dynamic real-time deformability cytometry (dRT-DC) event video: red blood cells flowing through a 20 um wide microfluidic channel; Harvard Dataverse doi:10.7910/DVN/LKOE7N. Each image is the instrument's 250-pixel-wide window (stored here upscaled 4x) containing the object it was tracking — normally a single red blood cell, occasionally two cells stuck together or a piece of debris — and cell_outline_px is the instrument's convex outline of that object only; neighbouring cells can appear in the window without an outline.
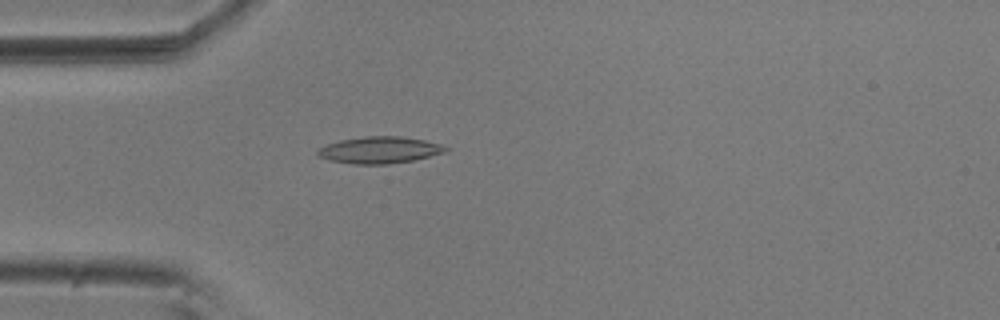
{"species": "common noctule bat (a hibernating species)", "species_latin": "Nyctalus noctula", "temperature_condition": "room temperature", "stored_images_in_passage": 54, "camera_frame_rate_fps": 3000, "um_per_image_px": 0.085, "animal": {"sex": "male", "body_mass_g": 20.5, "forearm_length_mm": 52.5}, "frame": {"image": 1, "passage_image": 15, "time_ms": 4.667, "image_size_px": [1000, 320], "cell_outline_px": [[448, 148], [444, 152], [412, 160], [388, 164], [352, 164], [332, 160], [320, 156], [316, 152], [316, 148], [340, 140], [364, 136], [404, 136], [424, 140], [440, 144]], "centroid_in_image_um": [32.23, 12.74], "position_along_channel_um": 52.8, "area_um2": 19.71}}
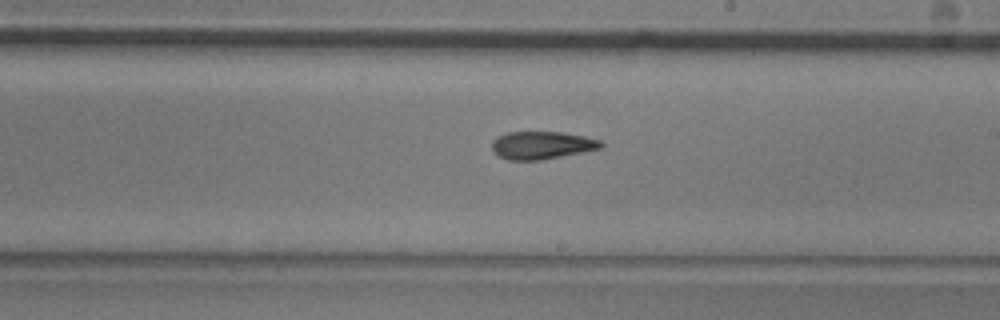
{"frame": {"image": 2, "passage_image": 31, "time_ms": 10.0, "image_size_px": [1000, 320], "cell_outline_px": [[604, 144], [600, 148], [544, 160], [508, 160], [492, 152], [492, 140], [496, 136], [508, 132], [560, 132], [584, 136], [600, 140]], "centroid_in_image_um": [46.01, 12.34], "position_along_channel_um": 243.0, "area_um2": 17.69}}
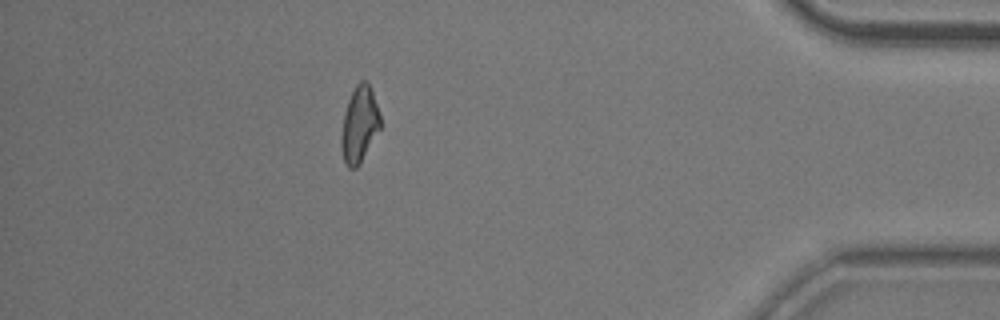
{"frame": {"image": 3, "passage_image": 48, "time_ms": 15.667, "image_size_px": [1000, 320], "cell_outline_px": [[380, 128], [356, 168], [348, 168], [344, 160], [340, 144], [340, 136], [344, 112], [348, 100], [356, 84], [360, 80], [368, 80], [380, 116]], "centroid_in_image_um": [30.52, 10.55], "position_along_channel_um": 404.7, "area_um2": 17.05}, "authors_computed_cell_mechanics": {"area_um2": 17.8313, "velocity_mm_per_s": 3.6769, "shape_relaxation_time_tau1_ms": 7.3824, "shape_relaxation_time_tau2_ms": 3.2939, "deformation_change_tau1": 0.184, "deformation_change_tau2": 0.101}}